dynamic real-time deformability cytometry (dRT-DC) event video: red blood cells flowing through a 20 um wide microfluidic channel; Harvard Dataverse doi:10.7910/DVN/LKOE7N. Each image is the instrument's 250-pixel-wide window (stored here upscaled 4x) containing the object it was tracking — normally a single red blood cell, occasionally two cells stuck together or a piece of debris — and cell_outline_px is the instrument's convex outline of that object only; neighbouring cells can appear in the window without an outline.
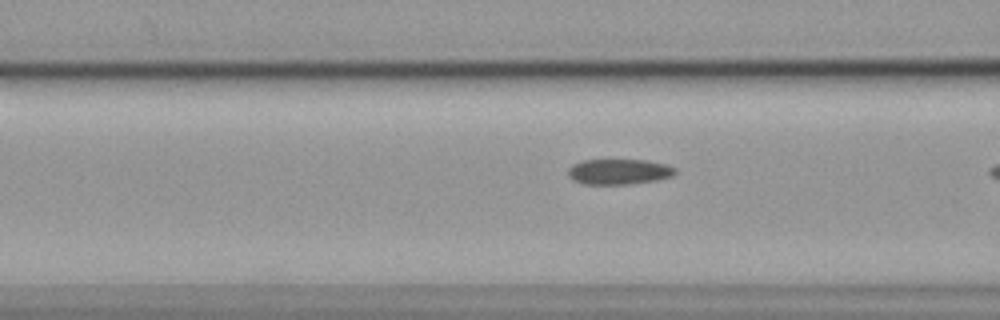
{"species": "common noctule bat (a hibernating species)", "species_latin": "Nyctalus noctula", "temperature_condition": "cold", "stored_images_in_passage": 21, "camera_frame_rate_fps": 3000, "um_per_image_px": 0.085, "animal": {"sex": "female", "body_mass_g": 19.9}, "frame": {"image": 1, "passage_image": 18, "time_ms": 5.667, "image_size_px": [1000, 320], "cell_outline_px": [[676, 172], [672, 176], [656, 180], [632, 184], [584, 184], [572, 180], [568, 176], [568, 168], [572, 164], [584, 160], [648, 160], [668, 164], [676, 168]], "centroid_in_image_um": [52.61, 14.59], "position_along_channel_um": 114.0, "area_um2": 16.07}}